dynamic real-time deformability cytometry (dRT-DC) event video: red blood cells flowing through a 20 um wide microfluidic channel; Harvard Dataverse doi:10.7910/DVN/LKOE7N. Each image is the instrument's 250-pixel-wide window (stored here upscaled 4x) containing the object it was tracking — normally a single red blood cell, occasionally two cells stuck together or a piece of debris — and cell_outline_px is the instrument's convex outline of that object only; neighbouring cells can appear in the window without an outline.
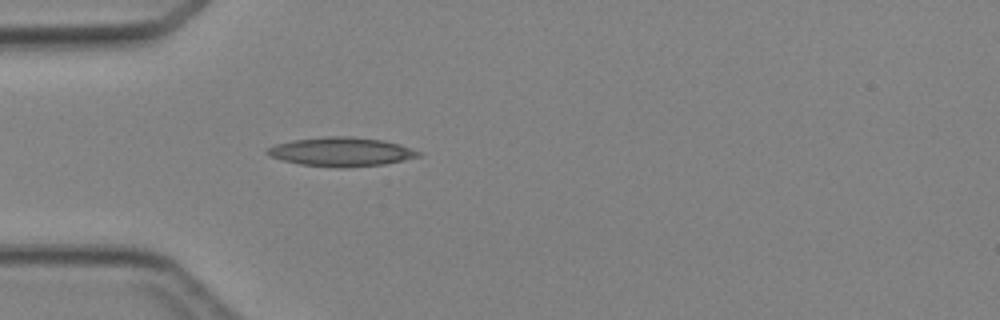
{"species": "Egyptian fruit bat (a non-hibernating species)", "species_latin": "Rousettus aegyptiacus", "temperature_condition": "cold", "stored_images_in_passage": 6, "camera_frame_rate_fps": 3000, "um_per_image_px": 0.085, "animal": {"sex": "female"}, "frame": {"image": 1, "passage_image": 6, "time_ms": 5.667, "image_size_px": [1000, 320], "cell_outline_px": [[420, 156], [404, 160], [384, 164], [300, 164], [284, 160], [272, 156], [264, 152], [268, 148], [276, 144], [292, 140], [324, 136], [352, 136], [384, 140], [400, 144], [420, 152]], "centroid_in_image_um": [29.02, 12.83], "position_along_channel_um": 56.0, "area_um2": 24.22}}